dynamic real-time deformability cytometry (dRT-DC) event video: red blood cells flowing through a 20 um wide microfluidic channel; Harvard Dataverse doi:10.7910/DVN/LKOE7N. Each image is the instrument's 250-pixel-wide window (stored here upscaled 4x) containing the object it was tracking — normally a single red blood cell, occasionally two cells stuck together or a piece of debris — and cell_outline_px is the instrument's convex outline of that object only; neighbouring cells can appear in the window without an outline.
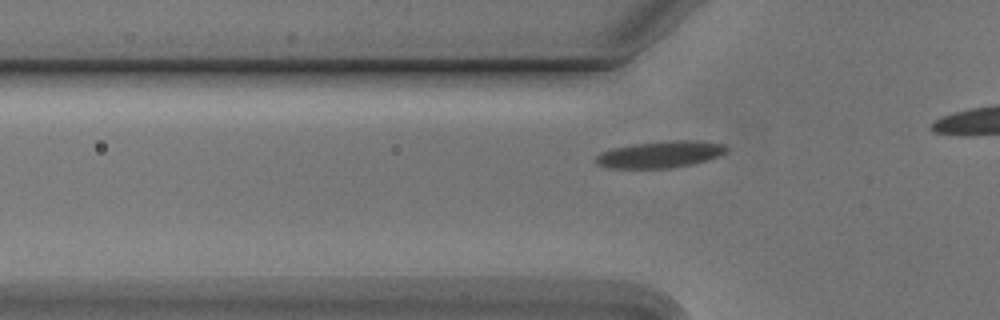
{"species": "Egyptian fruit bat (a non-hibernating species)", "species_latin": "Rousettus aegyptiacus", "temperature_condition": "cold", "stored_images_in_passage": 22, "camera_frame_rate_fps": 3000, "um_per_image_px": 0.085, "animal": {"sex": "male"}, "frame": {"image": 1, "passage_image": 9, "time_ms": 2.667, "image_size_px": [1000, 320], "cell_outline_px": [[728, 148], [720, 156], [708, 160], [692, 164], [668, 168], [608, 168], [596, 164], [592, 160], [600, 152], [612, 148], [632, 144], [672, 140], [696, 140], [724, 144]], "centroid_in_image_um": [56.08, 13.12], "position_along_channel_um": 69.7, "area_um2": 20.52}}
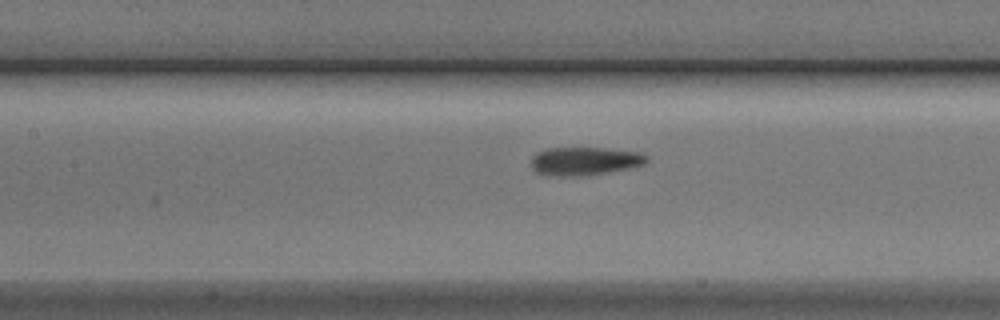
{"frame": {"image": 2, "passage_image": 16, "time_ms": 5.0, "image_size_px": [1000, 320], "cell_outline_px": [[648, 160], [644, 164], [628, 168], [580, 176], [568, 176], [536, 172], [532, 168], [532, 156], [536, 152], [548, 148], [604, 148], [640, 152], [648, 156]], "centroid_in_image_um": [49.71, 13.67], "position_along_channel_um": 157.7, "area_um2": 18.67}}
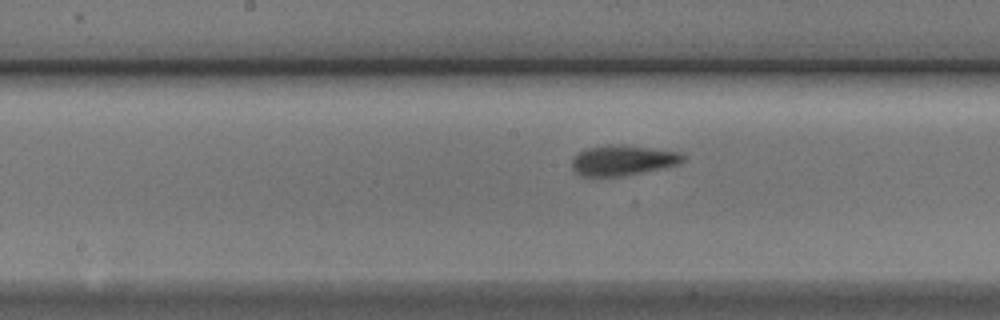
{"frame": {"image": 3, "passage_image": 19, "time_ms": 6.0, "image_size_px": [1000, 320], "cell_outline_px": [[684, 160], [680, 164], [620, 176], [584, 176], [576, 172], [572, 168], [572, 156], [588, 148], [608, 144], [620, 144], [680, 152], [684, 156]], "centroid_in_image_um": [52.92, 13.61], "position_along_channel_um": 195.3, "area_um2": 19.36}}